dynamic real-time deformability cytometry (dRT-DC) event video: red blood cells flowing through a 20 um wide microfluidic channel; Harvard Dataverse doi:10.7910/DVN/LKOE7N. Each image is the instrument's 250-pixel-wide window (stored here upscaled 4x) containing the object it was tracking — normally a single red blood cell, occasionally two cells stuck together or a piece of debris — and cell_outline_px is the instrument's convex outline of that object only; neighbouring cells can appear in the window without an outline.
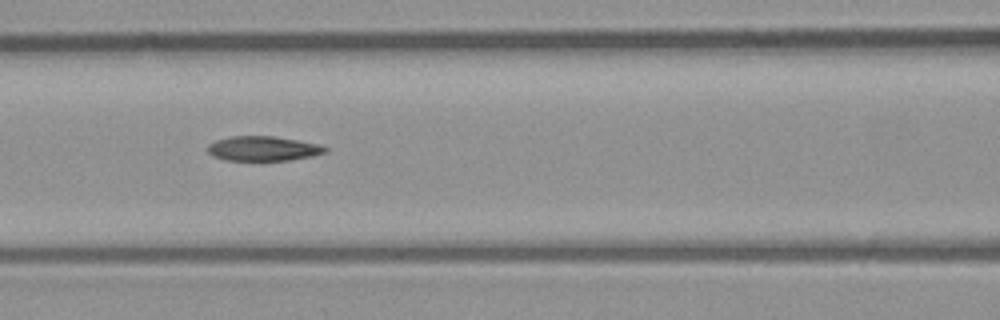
{"species": "common noctule bat (a hibernating species)", "species_latin": "Nyctalus noctula", "temperature_condition": "room temperature", "stored_images_in_passage": 10, "camera_frame_rate_fps": 3000, "um_per_image_px": 0.085, "animal": {"sex": "male", "body_mass_g": 23.1, "forearm_length_mm": 52.7}, "frame": {"image": 1, "passage_image": 7, "time_ms": 2.0, "image_size_px": [1000, 320], "cell_outline_px": [[328, 152], [312, 156], [288, 160], [228, 160], [212, 156], [208, 152], [208, 144], [216, 140], [228, 136], [272, 136], [296, 140], [316, 144], [328, 148]], "centroid_in_image_um": [22.34, 12.62], "position_along_channel_um": 144.3, "area_um2": 16.76}}
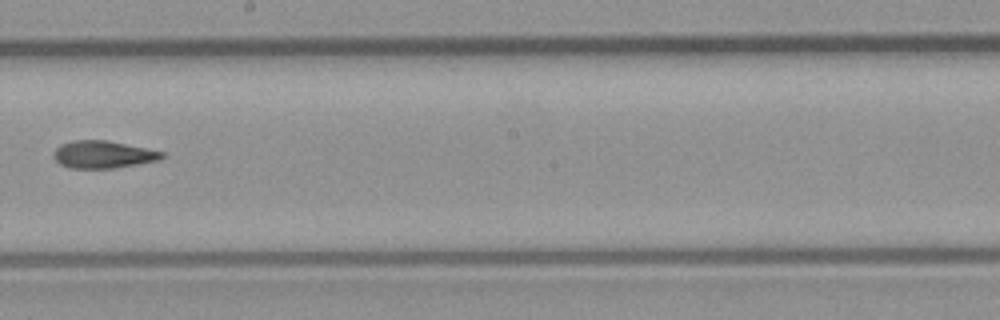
{"frame": {"image": 2, "passage_image": 9, "time_ms": 2.667, "image_size_px": [1000, 320], "cell_outline_px": [[168, 156], [160, 160], [112, 168], [72, 168], [60, 164], [52, 156], [52, 152], [60, 144], [72, 140], [108, 140], [164, 152]], "centroid_in_image_um": [8.76, 13.12], "position_along_channel_um": 239.4, "area_um2": 17.4}}
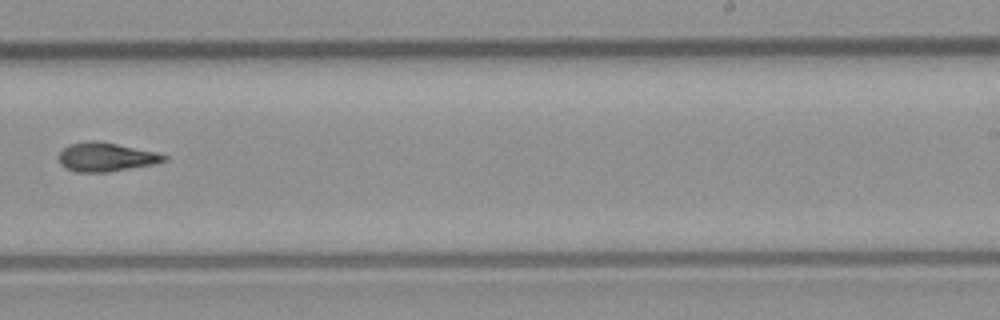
{"frame": {"image": 3, "passage_image": 10, "time_ms": 3.0, "image_size_px": [1000, 320], "cell_outline_px": [[168, 160], [156, 164], [108, 172], [76, 172], [64, 168], [60, 164], [60, 152], [68, 144], [116, 144], [156, 152], [168, 156]], "centroid_in_image_um": [9.07, 13.41], "position_along_channel_um": 279.9, "area_um2": 16.99}}